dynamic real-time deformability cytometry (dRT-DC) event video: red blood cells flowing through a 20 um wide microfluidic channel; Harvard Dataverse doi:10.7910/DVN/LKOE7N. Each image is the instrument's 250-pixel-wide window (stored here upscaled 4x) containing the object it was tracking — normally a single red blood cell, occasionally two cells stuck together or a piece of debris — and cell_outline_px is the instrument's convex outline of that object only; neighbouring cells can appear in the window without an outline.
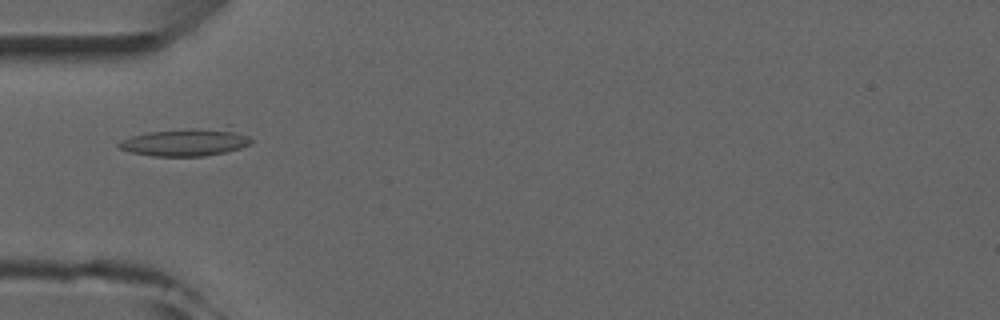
{"species": "common noctule bat (a hibernating species)", "species_latin": "Nyctalus noctula", "temperature_condition": "room temperature", "stored_images_in_passage": 1, "camera_frame_rate_fps": 3000, "um_per_image_px": 0.085, "animal": {"sex": "male", "forearm_length_mm": 52.5}, "frame": {"image": 1, "passage_image": 1, "time_ms": 0.0, "image_size_px": [1000, 320], "cell_outline_px": [[252, 144], [240, 148], [224, 152], [204, 156], [152, 156], [132, 152], [120, 148], [116, 144], [120, 140], [132, 136], [148, 132], [184, 128], [228, 124], [232, 124], [248, 136], [252, 140]], "centroid_in_image_um": [15.93, 12.02], "position_along_channel_um": 69.1, "area_um2": 22.31}}